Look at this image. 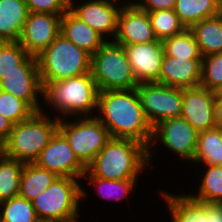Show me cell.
I'll list each match as a JSON object with an SVG mask.
<instances>
[{"label":"cell","mask_w":222,"mask_h":222,"mask_svg":"<svg viewBox=\"0 0 222 222\" xmlns=\"http://www.w3.org/2000/svg\"><path fill=\"white\" fill-rule=\"evenodd\" d=\"M134 3L139 9L144 10L146 12L157 11V10H174L176 0H138ZM140 1V2H139Z\"/></svg>","instance_id":"obj_36"},{"label":"cell","mask_w":222,"mask_h":222,"mask_svg":"<svg viewBox=\"0 0 222 222\" xmlns=\"http://www.w3.org/2000/svg\"><path fill=\"white\" fill-rule=\"evenodd\" d=\"M98 92L92 73L89 72L47 84L43 88L42 99L63 114L62 119L67 115L93 117V110H97Z\"/></svg>","instance_id":"obj_4"},{"label":"cell","mask_w":222,"mask_h":222,"mask_svg":"<svg viewBox=\"0 0 222 222\" xmlns=\"http://www.w3.org/2000/svg\"><path fill=\"white\" fill-rule=\"evenodd\" d=\"M45 112H35L29 119L14 124L0 152L7 158L34 163L58 131L59 117L50 119Z\"/></svg>","instance_id":"obj_3"},{"label":"cell","mask_w":222,"mask_h":222,"mask_svg":"<svg viewBox=\"0 0 222 222\" xmlns=\"http://www.w3.org/2000/svg\"><path fill=\"white\" fill-rule=\"evenodd\" d=\"M60 34L91 56L106 42L101 35L69 9L62 15Z\"/></svg>","instance_id":"obj_20"},{"label":"cell","mask_w":222,"mask_h":222,"mask_svg":"<svg viewBox=\"0 0 222 222\" xmlns=\"http://www.w3.org/2000/svg\"><path fill=\"white\" fill-rule=\"evenodd\" d=\"M122 46L138 83L156 82L159 79L165 55L161 40Z\"/></svg>","instance_id":"obj_17"},{"label":"cell","mask_w":222,"mask_h":222,"mask_svg":"<svg viewBox=\"0 0 222 222\" xmlns=\"http://www.w3.org/2000/svg\"><path fill=\"white\" fill-rule=\"evenodd\" d=\"M136 89L145 116L152 127L163 120L181 117L182 88L157 82H141Z\"/></svg>","instance_id":"obj_9"},{"label":"cell","mask_w":222,"mask_h":222,"mask_svg":"<svg viewBox=\"0 0 222 222\" xmlns=\"http://www.w3.org/2000/svg\"><path fill=\"white\" fill-rule=\"evenodd\" d=\"M201 60L164 55L160 77L156 82L182 89L200 86Z\"/></svg>","instance_id":"obj_19"},{"label":"cell","mask_w":222,"mask_h":222,"mask_svg":"<svg viewBox=\"0 0 222 222\" xmlns=\"http://www.w3.org/2000/svg\"><path fill=\"white\" fill-rule=\"evenodd\" d=\"M24 164L0 152V202L18 196Z\"/></svg>","instance_id":"obj_26"},{"label":"cell","mask_w":222,"mask_h":222,"mask_svg":"<svg viewBox=\"0 0 222 222\" xmlns=\"http://www.w3.org/2000/svg\"><path fill=\"white\" fill-rule=\"evenodd\" d=\"M156 40L148 12L139 9L134 3L123 4L113 41L119 45H132Z\"/></svg>","instance_id":"obj_15"},{"label":"cell","mask_w":222,"mask_h":222,"mask_svg":"<svg viewBox=\"0 0 222 222\" xmlns=\"http://www.w3.org/2000/svg\"><path fill=\"white\" fill-rule=\"evenodd\" d=\"M62 16L29 12L20 40L21 46L32 56H38L60 34Z\"/></svg>","instance_id":"obj_14"},{"label":"cell","mask_w":222,"mask_h":222,"mask_svg":"<svg viewBox=\"0 0 222 222\" xmlns=\"http://www.w3.org/2000/svg\"><path fill=\"white\" fill-rule=\"evenodd\" d=\"M164 54L176 58L202 59L197 42L190 29L162 40Z\"/></svg>","instance_id":"obj_28"},{"label":"cell","mask_w":222,"mask_h":222,"mask_svg":"<svg viewBox=\"0 0 222 222\" xmlns=\"http://www.w3.org/2000/svg\"><path fill=\"white\" fill-rule=\"evenodd\" d=\"M0 113L13 124L29 119L35 111L24 101L11 93L0 94Z\"/></svg>","instance_id":"obj_34"},{"label":"cell","mask_w":222,"mask_h":222,"mask_svg":"<svg viewBox=\"0 0 222 222\" xmlns=\"http://www.w3.org/2000/svg\"><path fill=\"white\" fill-rule=\"evenodd\" d=\"M0 222H41L33 203L21 196L0 202Z\"/></svg>","instance_id":"obj_29"},{"label":"cell","mask_w":222,"mask_h":222,"mask_svg":"<svg viewBox=\"0 0 222 222\" xmlns=\"http://www.w3.org/2000/svg\"><path fill=\"white\" fill-rule=\"evenodd\" d=\"M28 12L62 16L69 8L68 0H25Z\"/></svg>","instance_id":"obj_35"},{"label":"cell","mask_w":222,"mask_h":222,"mask_svg":"<svg viewBox=\"0 0 222 222\" xmlns=\"http://www.w3.org/2000/svg\"><path fill=\"white\" fill-rule=\"evenodd\" d=\"M193 163L222 166V129L215 127L198 132Z\"/></svg>","instance_id":"obj_25"},{"label":"cell","mask_w":222,"mask_h":222,"mask_svg":"<svg viewBox=\"0 0 222 222\" xmlns=\"http://www.w3.org/2000/svg\"><path fill=\"white\" fill-rule=\"evenodd\" d=\"M217 92L202 86L183 89L181 117L198 132L216 127L214 103Z\"/></svg>","instance_id":"obj_16"},{"label":"cell","mask_w":222,"mask_h":222,"mask_svg":"<svg viewBox=\"0 0 222 222\" xmlns=\"http://www.w3.org/2000/svg\"><path fill=\"white\" fill-rule=\"evenodd\" d=\"M198 131L184 118L166 119L153 127L151 144L148 147V162H152L151 146L161 140L163 146L170 152L181 156L190 162L193 161L197 146ZM159 137V138H158Z\"/></svg>","instance_id":"obj_10"},{"label":"cell","mask_w":222,"mask_h":222,"mask_svg":"<svg viewBox=\"0 0 222 222\" xmlns=\"http://www.w3.org/2000/svg\"><path fill=\"white\" fill-rule=\"evenodd\" d=\"M207 166L198 194H188L196 201L209 204H222V166Z\"/></svg>","instance_id":"obj_27"},{"label":"cell","mask_w":222,"mask_h":222,"mask_svg":"<svg viewBox=\"0 0 222 222\" xmlns=\"http://www.w3.org/2000/svg\"><path fill=\"white\" fill-rule=\"evenodd\" d=\"M91 73L98 91L135 89L137 82L122 45L106 41L91 56Z\"/></svg>","instance_id":"obj_7"},{"label":"cell","mask_w":222,"mask_h":222,"mask_svg":"<svg viewBox=\"0 0 222 222\" xmlns=\"http://www.w3.org/2000/svg\"><path fill=\"white\" fill-rule=\"evenodd\" d=\"M86 195L77 179L58 176L32 203L41 222H77L79 203Z\"/></svg>","instance_id":"obj_6"},{"label":"cell","mask_w":222,"mask_h":222,"mask_svg":"<svg viewBox=\"0 0 222 222\" xmlns=\"http://www.w3.org/2000/svg\"><path fill=\"white\" fill-rule=\"evenodd\" d=\"M151 26L158 40L182 33L186 28L180 22L174 10H157L148 12Z\"/></svg>","instance_id":"obj_31"},{"label":"cell","mask_w":222,"mask_h":222,"mask_svg":"<svg viewBox=\"0 0 222 222\" xmlns=\"http://www.w3.org/2000/svg\"><path fill=\"white\" fill-rule=\"evenodd\" d=\"M13 123L0 113V147L8 139Z\"/></svg>","instance_id":"obj_37"},{"label":"cell","mask_w":222,"mask_h":222,"mask_svg":"<svg viewBox=\"0 0 222 222\" xmlns=\"http://www.w3.org/2000/svg\"><path fill=\"white\" fill-rule=\"evenodd\" d=\"M117 1L89 0L87 3L85 1V3H81L82 5H77L73 3L74 0H70L68 9L106 41H111L109 36L112 35L114 40L117 34L118 14L122 7V5H116ZM105 36H108L109 40Z\"/></svg>","instance_id":"obj_13"},{"label":"cell","mask_w":222,"mask_h":222,"mask_svg":"<svg viewBox=\"0 0 222 222\" xmlns=\"http://www.w3.org/2000/svg\"><path fill=\"white\" fill-rule=\"evenodd\" d=\"M58 176L38 166L36 163H25L19 188V196L33 201L40 193L44 192Z\"/></svg>","instance_id":"obj_24"},{"label":"cell","mask_w":222,"mask_h":222,"mask_svg":"<svg viewBox=\"0 0 222 222\" xmlns=\"http://www.w3.org/2000/svg\"><path fill=\"white\" fill-rule=\"evenodd\" d=\"M59 117L58 131L66 138L78 160L87 168L110 140L107 128L95 116L76 117L67 122Z\"/></svg>","instance_id":"obj_8"},{"label":"cell","mask_w":222,"mask_h":222,"mask_svg":"<svg viewBox=\"0 0 222 222\" xmlns=\"http://www.w3.org/2000/svg\"><path fill=\"white\" fill-rule=\"evenodd\" d=\"M42 87L91 72V55L59 34L38 56Z\"/></svg>","instance_id":"obj_5"},{"label":"cell","mask_w":222,"mask_h":222,"mask_svg":"<svg viewBox=\"0 0 222 222\" xmlns=\"http://www.w3.org/2000/svg\"><path fill=\"white\" fill-rule=\"evenodd\" d=\"M0 85L2 91L24 100L35 112L44 111L39 104L40 96L43 97V87L35 56L29 55L20 64V71H11L3 76Z\"/></svg>","instance_id":"obj_11"},{"label":"cell","mask_w":222,"mask_h":222,"mask_svg":"<svg viewBox=\"0 0 222 222\" xmlns=\"http://www.w3.org/2000/svg\"><path fill=\"white\" fill-rule=\"evenodd\" d=\"M97 111L100 112L96 117L111 138H130L147 147L151 144L153 127L145 116L136 88L99 91Z\"/></svg>","instance_id":"obj_1"},{"label":"cell","mask_w":222,"mask_h":222,"mask_svg":"<svg viewBox=\"0 0 222 222\" xmlns=\"http://www.w3.org/2000/svg\"><path fill=\"white\" fill-rule=\"evenodd\" d=\"M25 0H0V42H18L28 16Z\"/></svg>","instance_id":"obj_21"},{"label":"cell","mask_w":222,"mask_h":222,"mask_svg":"<svg viewBox=\"0 0 222 222\" xmlns=\"http://www.w3.org/2000/svg\"><path fill=\"white\" fill-rule=\"evenodd\" d=\"M201 56L222 53V12L191 26Z\"/></svg>","instance_id":"obj_22"},{"label":"cell","mask_w":222,"mask_h":222,"mask_svg":"<svg viewBox=\"0 0 222 222\" xmlns=\"http://www.w3.org/2000/svg\"><path fill=\"white\" fill-rule=\"evenodd\" d=\"M59 177L82 178L87 168L78 160L66 138L57 131L34 162Z\"/></svg>","instance_id":"obj_12"},{"label":"cell","mask_w":222,"mask_h":222,"mask_svg":"<svg viewBox=\"0 0 222 222\" xmlns=\"http://www.w3.org/2000/svg\"><path fill=\"white\" fill-rule=\"evenodd\" d=\"M175 13L180 22L189 29L195 23L214 17L222 12L221 0H176Z\"/></svg>","instance_id":"obj_23"},{"label":"cell","mask_w":222,"mask_h":222,"mask_svg":"<svg viewBox=\"0 0 222 222\" xmlns=\"http://www.w3.org/2000/svg\"><path fill=\"white\" fill-rule=\"evenodd\" d=\"M214 116L216 127L222 129V96L217 93L214 103Z\"/></svg>","instance_id":"obj_38"},{"label":"cell","mask_w":222,"mask_h":222,"mask_svg":"<svg viewBox=\"0 0 222 222\" xmlns=\"http://www.w3.org/2000/svg\"><path fill=\"white\" fill-rule=\"evenodd\" d=\"M88 179L89 184L96 186L98 195H101L104 200L107 198L123 200L128 197L133 191V187H136V182L138 178H131L126 180H107L102 178L94 177L88 170L83 174L82 178ZM100 191V192H99ZM128 195V196H127ZM113 199V200H114Z\"/></svg>","instance_id":"obj_30"},{"label":"cell","mask_w":222,"mask_h":222,"mask_svg":"<svg viewBox=\"0 0 222 222\" xmlns=\"http://www.w3.org/2000/svg\"><path fill=\"white\" fill-rule=\"evenodd\" d=\"M200 86L219 93L222 89V53L203 56Z\"/></svg>","instance_id":"obj_32"},{"label":"cell","mask_w":222,"mask_h":222,"mask_svg":"<svg viewBox=\"0 0 222 222\" xmlns=\"http://www.w3.org/2000/svg\"><path fill=\"white\" fill-rule=\"evenodd\" d=\"M148 164L145 144L130 138H110L87 170L97 178L126 180L138 178Z\"/></svg>","instance_id":"obj_2"},{"label":"cell","mask_w":222,"mask_h":222,"mask_svg":"<svg viewBox=\"0 0 222 222\" xmlns=\"http://www.w3.org/2000/svg\"><path fill=\"white\" fill-rule=\"evenodd\" d=\"M168 205L171 222H222V204H209L187 195L161 192Z\"/></svg>","instance_id":"obj_18"},{"label":"cell","mask_w":222,"mask_h":222,"mask_svg":"<svg viewBox=\"0 0 222 222\" xmlns=\"http://www.w3.org/2000/svg\"><path fill=\"white\" fill-rule=\"evenodd\" d=\"M29 55L19 42H0V80L11 71H20Z\"/></svg>","instance_id":"obj_33"}]
</instances>
